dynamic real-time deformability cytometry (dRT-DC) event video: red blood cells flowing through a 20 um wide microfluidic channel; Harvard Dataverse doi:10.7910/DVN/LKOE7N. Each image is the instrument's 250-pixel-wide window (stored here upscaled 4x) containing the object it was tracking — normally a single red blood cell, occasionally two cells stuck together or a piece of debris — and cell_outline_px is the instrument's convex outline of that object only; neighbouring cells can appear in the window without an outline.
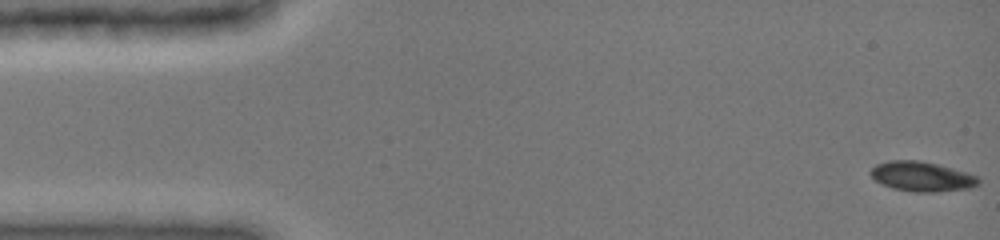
{"species": "common noctule bat (a hibernating species)", "species_latin": "Nyctalus noctula", "temperature_condition": "cold", "stored_images_in_passage": 36, "camera_frame_rate_fps": 3000, "um_per_image_px": 0.085, "animal": {"sex": "female", "body_mass_g": 19.0, "forearm_length_mm": 51.5}, "frame": {"image": 1, "passage_image": 1, "time_ms": 0.0, "image_size_px": [1000, 240], "cell_outline_px": [[980, 184], [972, 188], [936, 192], [912, 192], [892, 188], [876, 180], [868, 172], [876, 164], [892, 160], [920, 160], [952, 168], [976, 176], [980, 180]], "centroid_in_image_um": [78.36, 15.01], "position_along_channel_um": 6.6, "area_um2": 18.67}}
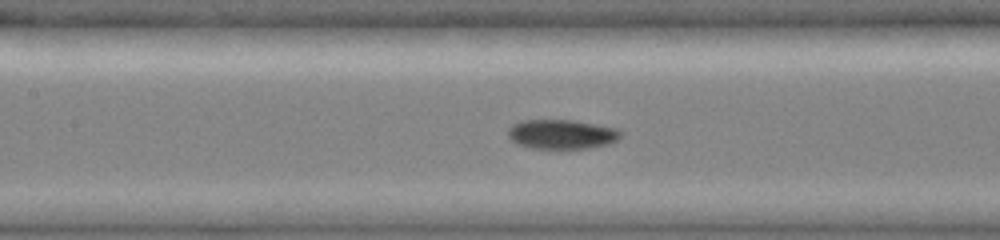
{"frame": {"image": 2, "passage_image": 16, "time_ms": 7.0, "image_size_px": [1000, 240], "cell_outline_px": [[624, 132], [616, 140], [608, 144], [588, 148], [532, 148], [516, 144], [508, 136], [508, 128], [512, 124], [520, 120], [572, 120], [616, 128]], "centroid_in_image_um": [47.72, 11.4], "position_along_channel_um": 159.7, "area_um2": 19.31}}
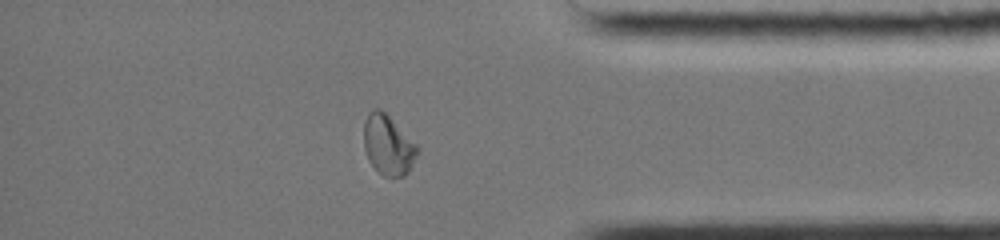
{"frame": {"image": 3, "passage_image": 31, "time_ms": 13.333, "image_size_px": [1000, 240], "cell_outline_px": [[420, 152], [408, 172], [404, 176], [384, 176], [368, 160], [364, 148], [364, 120], [368, 112], [372, 108], [380, 108], [420, 148]], "centroid_in_image_um": [32.99, 12.32], "position_along_channel_um": 402.2, "area_um2": 18.61}, "authors_computed_cell_mechanics": {"area_um2": 18.8139, "velocity_mm_per_s": 3.9732, "shape_relaxation_time_tau1_ms": 10.9179, "shape_relaxation_time_tau2_ms": 3.3334, "deformation_change_tau1": 0.2441, "deformation_change_tau2": 0.0427}}